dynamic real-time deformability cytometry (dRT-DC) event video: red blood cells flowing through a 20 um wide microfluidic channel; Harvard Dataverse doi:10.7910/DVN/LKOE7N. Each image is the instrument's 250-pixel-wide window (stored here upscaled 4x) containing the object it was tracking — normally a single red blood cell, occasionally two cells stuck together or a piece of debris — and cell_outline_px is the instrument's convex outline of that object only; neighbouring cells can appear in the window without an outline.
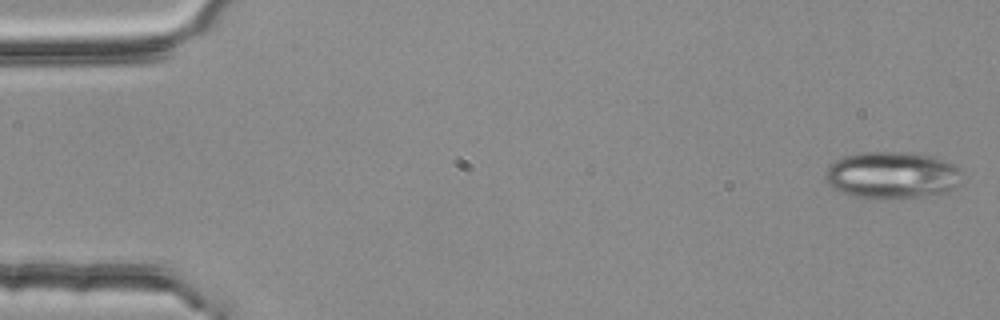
{"species": "common noctule bat (a hibernating species)", "species_latin": "Nyctalus noctula", "temperature_condition": "room temperature", "stored_images_in_passage": 4, "camera_frame_rate_fps": 3000, "um_per_image_px": 0.085, "animal": {"sex": "female", "body_mass_g": 25.1}, "frame": {"image": 1, "passage_image": 1, "time_ms": 0.0, "image_size_px": [1000, 320], "cell_outline_px": [[968, 176], [960, 184], [948, 192], [924, 196], [852, 196], [832, 188], [824, 180], [824, 172], [828, 164], [844, 156], [864, 152], [912, 152], [932, 156], [944, 160], [960, 168]], "centroid_in_image_um": [75.88, 14.85], "position_along_channel_um": 9.1, "area_um2": 37.51}}